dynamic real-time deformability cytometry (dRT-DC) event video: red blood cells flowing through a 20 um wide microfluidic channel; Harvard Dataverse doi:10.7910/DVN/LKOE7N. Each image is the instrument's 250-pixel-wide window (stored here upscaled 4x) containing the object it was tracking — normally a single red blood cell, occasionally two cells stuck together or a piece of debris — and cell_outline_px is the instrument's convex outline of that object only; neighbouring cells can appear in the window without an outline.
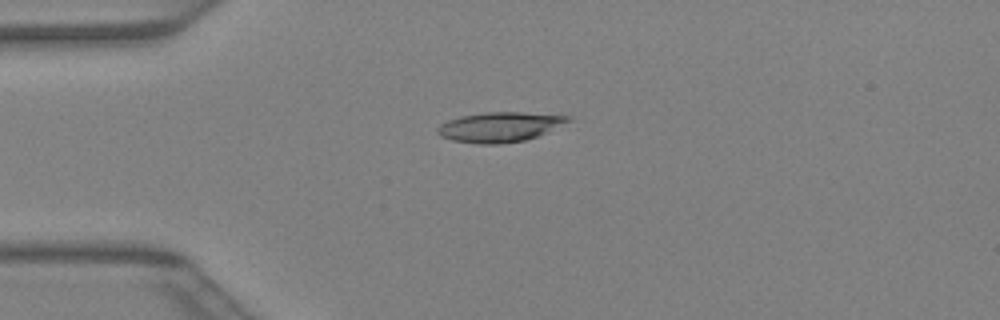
{"species": "Egyptian fruit bat (a non-hibernating species)", "species_latin": "Rousettus aegyptiacus", "temperature_condition": "warm", "stored_images_in_passage": 41, "camera_frame_rate_fps": 3000, "um_per_image_px": 0.085, "animal": {"sex": "female"}, "frame": {"image": 1, "passage_image": 11, "time_ms": 3.333, "image_size_px": [1000, 320], "cell_outline_px": [[572, 120], [548, 132], [524, 140], [500, 144], [480, 144], [452, 140], [440, 136], [436, 132], [436, 128], [440, 124], [448, 120], [460, 116], [484, 112], [520, 112], [572, 116]], "centroid_in_image_um": [42.46, 10.79], "position_along_channel_um": 42.5, "area_um2": 22.77}}
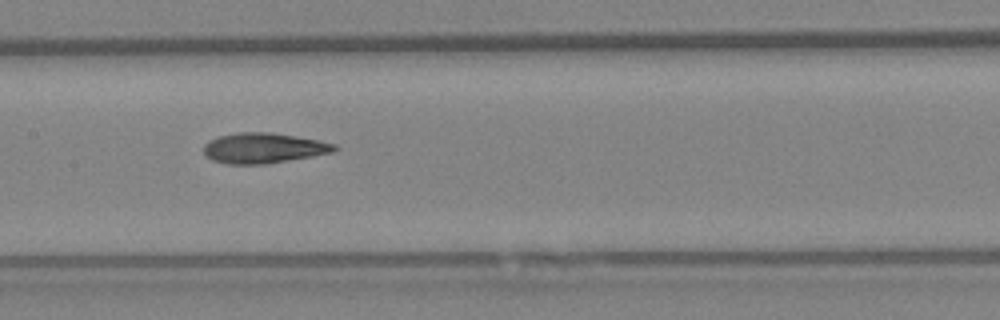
{"frame": {"image": 2, "passage_image": 21, "time_ms": 6.667, "image_size_px": [1000, 320], "cell_outline_px": [[340, 148], [332, 152], [312, 156], [264, 164], [228, 164], [212, 160], [204, 152], [204, 144], [208, 140], [220, 136], [236, 132], [268, 132], [296, 136], [336, 144]], "centroid_in_image_um": [22.39, 12.58], "position_along_channel_um": 185.0, "area_um2": 22.95}}
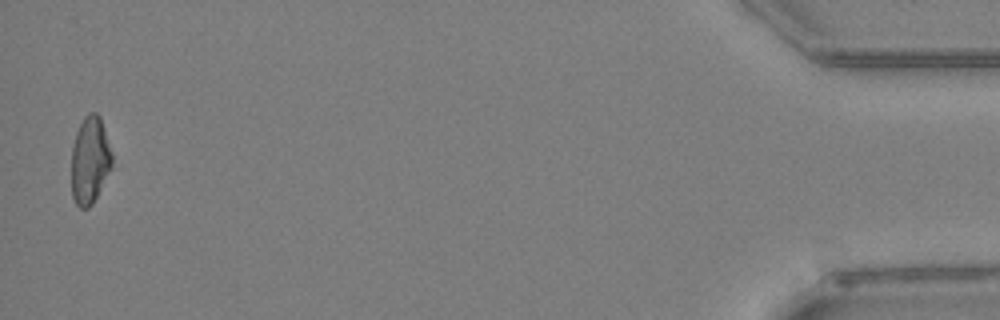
{"frame": {"image": 3, "passage_image": 41, "time_ms": 13.333, "image_size_px": [1000, 320], "cell_outline_px": [[112, 168], [92, 204], [88, 208], [80, 208], [76, 204], [72, 196], [72, 148], [76, 132], [84, 116], [88, 112], [96, 112], [100, 116], [112, 152]], "centroid_in_image_um": [7.65, 13.61], "position_along_channel_um": 427.6, "area_um2": 20.69}}